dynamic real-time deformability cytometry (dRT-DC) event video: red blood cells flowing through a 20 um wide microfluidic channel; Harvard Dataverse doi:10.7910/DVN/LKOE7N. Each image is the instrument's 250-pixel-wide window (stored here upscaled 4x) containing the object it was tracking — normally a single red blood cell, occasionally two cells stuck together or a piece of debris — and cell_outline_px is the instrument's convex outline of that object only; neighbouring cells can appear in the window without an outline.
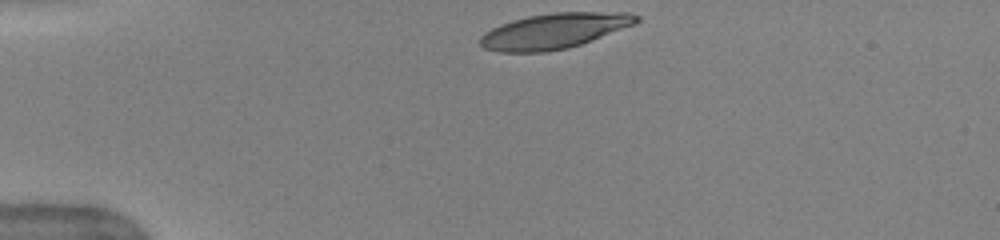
{"species": "human", "species_latin": "Homo sapiens", "temperature_condition": "warm", "stored_images_in_passage": 40, "camera_frame_rate_fps": 3000, "um_per_image_px": 0.085, "donor": {"sex": "female"}, "frame": {"image": 1, "passage_image": 1, "time_ms": 0.0, "image_size_px": [1000, 240], "cell_outline_px": [[640, 20], [636, 24], [592, 40], [568, 48], [544, 52], [500, 52], [484, 48], [480, 44], [480, 36], [484, 32], [500, 24], [512, 20], [528, 16], [552, 12], [628, 12], [640, 16]], "centroid_in_image_um": [47.12, 2.62], "position_along_channel_um": 37.9, "area_um2": 32.31}}
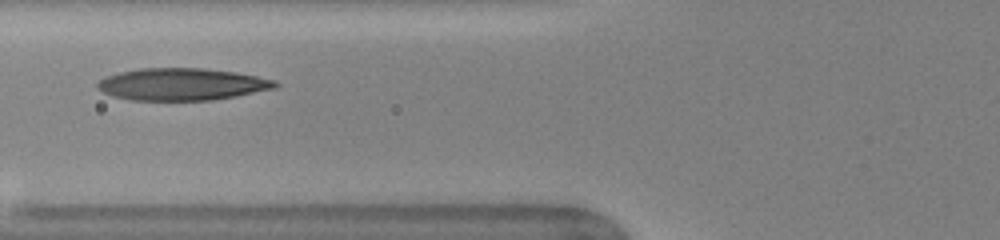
{"frame": {"image": 2, "passage_image": 10, "time_ms": 3.0, "image_size_px": [1000, 240], "cell_outline_px": [[280, 84], [276, 88], [236, 96], [212, 100], [132, 100], [112, 96], [96, 88], [96, 84], [100, 80], [108, 76], [120, 72], [140, 68], [204, 68], [236, 72], [276, 80]], "centroid_in_image_um": [15.49, 7.16], "position_along_channel_um": 110.3, "area_um2": 33.29}}
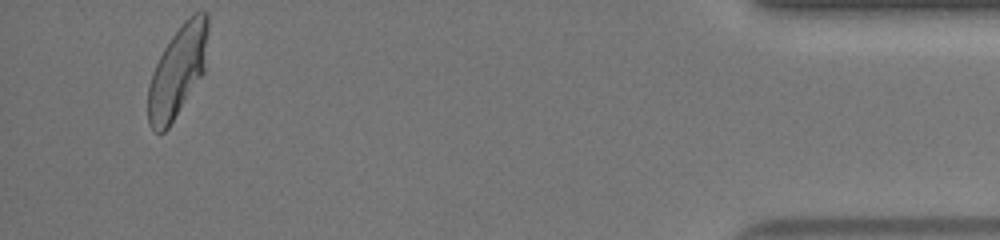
{"frame": {"image": 3, "passage_image": 38, "time_ms": 12.333, "image_size_px": [1000, 240], "cell_outline_px": [[208, 32], [204, 72], [168, 128], [164, 132], [156, 132], [148, 124], [148, 84], [152, 72], [164, 48], [172, 36], [184, 20], [192, 12], [208, 12]], "centroid_in_image_um": [15.1, 6.03], "position_along_channel_um": 420.1, "area_um2": 31.67}, "authors_computed_cell_mechanics": {"area_um2": 33.0038, "velocity_mm_per_s": 3.9902, "shape_relaxation_time_tau1_ms": 4.5087, "shape_relaxation_time_tau2_ms": 1.4887, "deformation_change_tau1": 0.2161, "deformation_change_tau2": 0.0631}}